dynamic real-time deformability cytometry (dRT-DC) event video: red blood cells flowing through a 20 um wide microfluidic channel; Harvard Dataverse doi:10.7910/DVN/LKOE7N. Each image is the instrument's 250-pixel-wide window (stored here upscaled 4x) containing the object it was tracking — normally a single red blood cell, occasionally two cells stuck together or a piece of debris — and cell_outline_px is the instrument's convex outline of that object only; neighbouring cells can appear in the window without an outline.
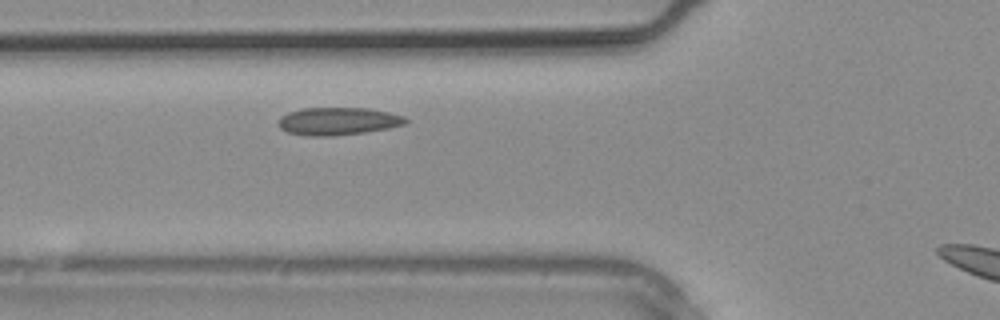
{"species": "common noctule bat (a hibernating species)", "species_latin": "Nyctalus noctula", "temperature_condition": "warm", "stored_images_in_passage": 7, "camera_frame_rate_fps": 3000, "um_per_image_px": 0.085, "animal": {"sex": "male", "body_mass_g": 20.4}, "frame": {"image": 1, "passage_image": 6, "time_ms": 1.667, "image_size_px": [1000, 320], "cell_outline_px": [[408, 120], [404, 124], [388, 128], [364, 132], [332, 136], [312, 136], [288, 132], [280, 128], [276, 124], [280, 116], [288, 112], [300, 108], [368, 108], [388, 112], [404, 116]], "centroid_in_image_um": [28.68, 10.29], "position_along_channel_um": 97.1, "area_um2": 20.52}}